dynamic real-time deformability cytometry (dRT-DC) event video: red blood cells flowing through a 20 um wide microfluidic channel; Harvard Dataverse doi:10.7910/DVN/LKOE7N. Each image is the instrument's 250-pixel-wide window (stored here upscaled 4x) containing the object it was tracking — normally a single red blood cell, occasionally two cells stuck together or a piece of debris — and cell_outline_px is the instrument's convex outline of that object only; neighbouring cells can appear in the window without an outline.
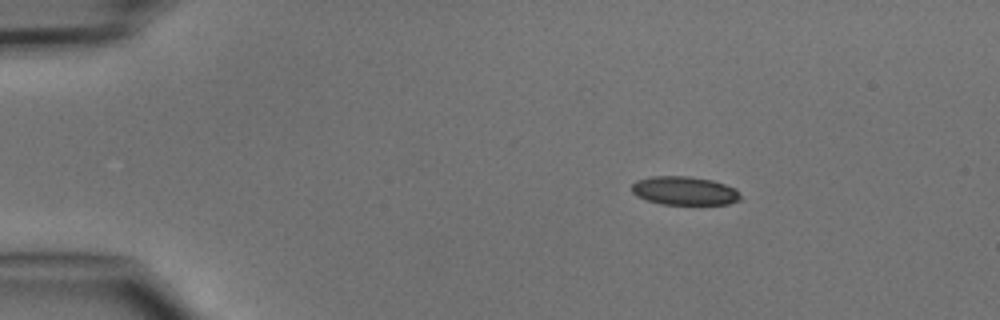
{"species": "common noctule bat (a hibernating species)", "species_latin": "Nyctalus noctula", "temperature_condition": "cold", "stored_images_in_passage": 4, "camera_frame_rate_fps": 3000, "um_per_image_px": 0.085, "animal": {"sex": "male", "body_mass_g": 15.6}, "frame": {"image": 1, "passage_image": 2, "time_ms": 1.333, "image_size_px": [1000, 320], "cell_outline_px": [[740, 200], [728, 204], [660, 204], [636, 196], [632, 192], [632, 184], [636, 180], [652, 176], [688, 176], [712, 180], [736, 188], [740, 196]], "centroid_in_image_um": [58.16, 16.21], "position_along_channel_um": 26.8, "area_um2": 18.09}}
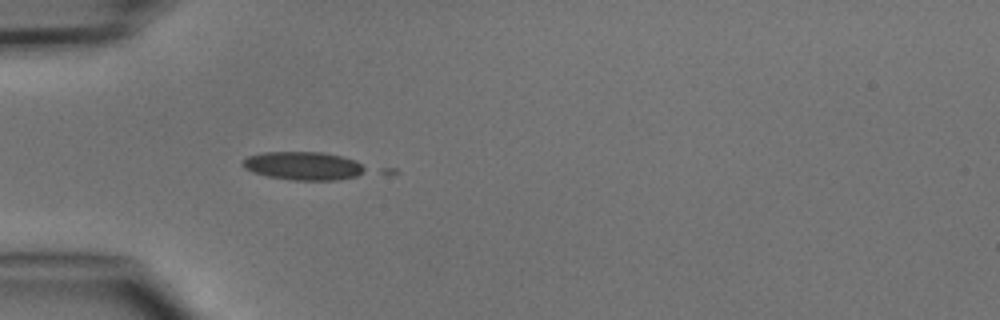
{"frame": {"image": 2, "passage_image": 4, "time_ms": 3.667, "image_size_px": [1000, 320], "cell_outline_px": [[368, 168], [364, 172], [356, 176], [336, 180], [292, 180], [268, 176], [252, 172], [244, 168], [240, 164], [248, 156], [264, 152], [324, 152], [356, 160]], "centroid_in_image_um": [25.79, 14.09], "position_along_channel_um": 59.2, "area_um2": 20.29}}